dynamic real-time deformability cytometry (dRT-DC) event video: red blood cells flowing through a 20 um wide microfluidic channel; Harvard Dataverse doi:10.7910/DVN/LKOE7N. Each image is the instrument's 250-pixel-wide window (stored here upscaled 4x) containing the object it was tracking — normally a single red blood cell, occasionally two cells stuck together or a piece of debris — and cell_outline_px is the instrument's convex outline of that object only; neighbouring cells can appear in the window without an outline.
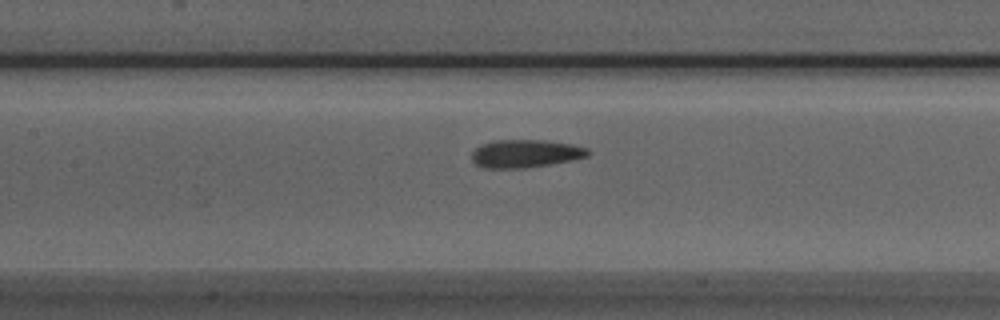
{"species": "Egyptian fruit bat (a non-hibernating species)", "species_latin": "Rousettus aegyptiacus", "temperature_condition": "room temperature", "stored_images_in_passage": 39, "camera_frame_rate_fps": 3000, "um_per_image_px": 0.085, "animal": {"sex": "male"}, "frame": {"image": 1, "passage_image": 13, "time_ms": 4.0, "image_size_px": [1000, 320], "cell_outline_px": [[592, 152], [588, 156], [572, 160], [524, 168], [484, 168], [476, 164], [472, 160], [472, 152], [476, 148], [484, 144], [496, 140], [544, 140], [572, 144], [588, 148]], "centroid_in_image_um": [44.69, 13.05], "position_along_channel_um": 162.7, "area_um2": 18.84}}
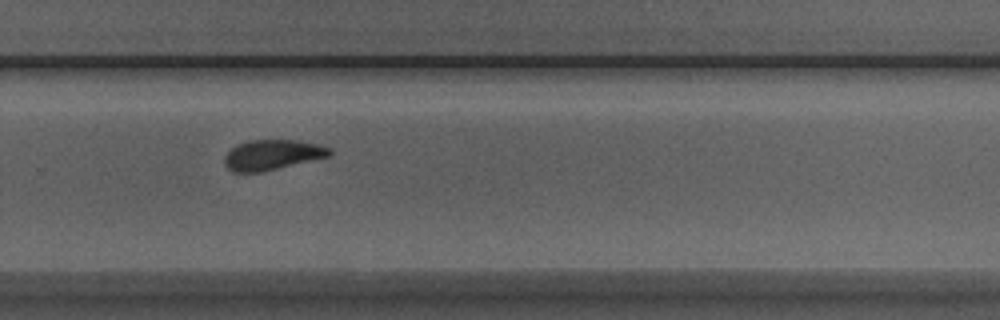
{"frame": {"image": 2, "passage_image": 24, "time_ms": 7.667, "image_size_px": [1000, 320], "cell_outline_px": [[332, 156], [260, 172], [232, 172], [224, 164], [224, 156], [236, 144], [248, 140], [296, 140], [316, 144], [332, 148]], "centroid_in_image_um": [23.15, 13.16], "position_along_channel_um": 306.7, "area_um2": 18.55}}
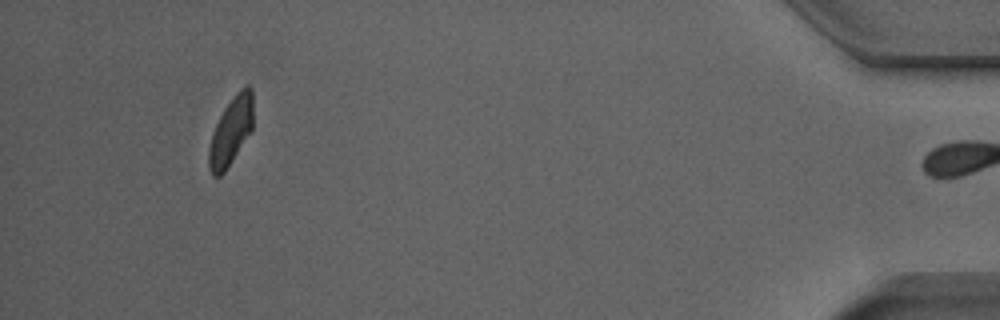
{"frame": {"image": 3, "passage_image": 38, "time_ms": 12.333, "image_size_px": [1000, 320], "cell_outline_px": [[252, 128], [224, 172], [220, 176], [212, 176], [208, 168], [208, 148], [212, 132], [224, 108], [236, 92], [244, 84], [248, 84], [252, 88]], "centroid_in_image_um": [19.6, 11.12], "position_along_channel_um": 415.6, "area_um2": 17.4}, "authors_computed_cell_mechanics": {"area_um2": 18.7272, "velocity_mm_per_s": 3.9334, "shape_relaxation_time_tau1_ms": 7.9276, "shape_relaxation_time_tau2_ms": 1.7741, "deformation_change_tau1": 0.1922, "deformation_change_tau2": 0.067}}